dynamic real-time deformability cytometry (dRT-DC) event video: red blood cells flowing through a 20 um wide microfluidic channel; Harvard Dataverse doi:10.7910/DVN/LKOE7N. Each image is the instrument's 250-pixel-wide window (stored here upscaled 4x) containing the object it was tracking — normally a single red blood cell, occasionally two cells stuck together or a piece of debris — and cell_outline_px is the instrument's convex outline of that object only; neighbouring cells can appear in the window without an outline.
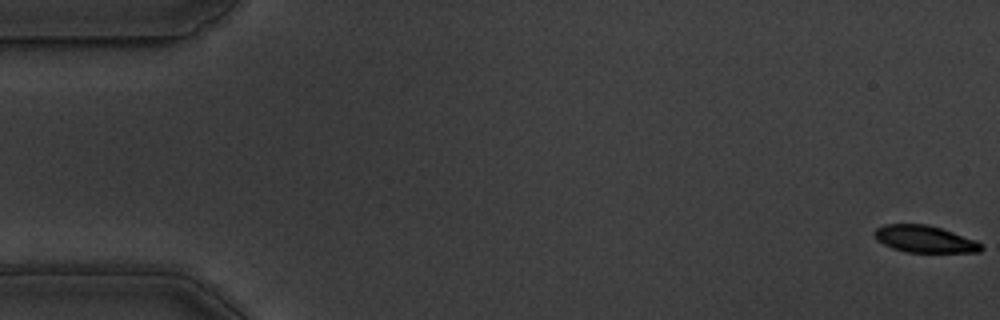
{"species": "common noctule bat (a hibernating species)", "species_latin": "Nyctalus noctula", "temperature_condition": "warm", "stored_images_in_passage": 17, "camera_frame_rate_fps": 3000, "um_per_image_px": 0.085, "animal": {"sex": "male", "body_mass_g": 19.5, "forearm_length_mm": 54.6}, "frame": {"image": 1, "passage_image": 1, "time_ms": 0.0, "image_size_px": [1000, 320], "cell_outline_px": [[984, 248], [980, 252], [904, 252], [892, 248], [876, 240], [872, 232], [876, 228], [884, 224], [928, 224], [976, 240]], "centroid_in_image_um": [78.55, 20.32], "position_along_channel_um": 6.4, "area_um2": 16.82}}
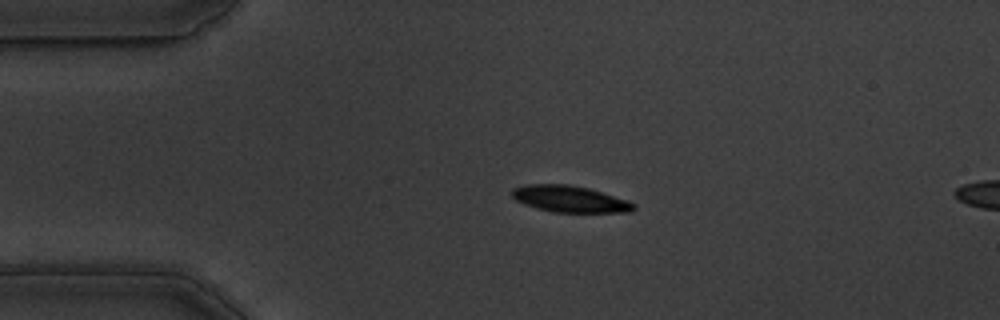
{"frame": {"image": 2, "passage_image": 13, "time_ms": 4.0, "image_size_px": [1000, 320], "cell_outline_px": [[636, 208], [632, 212], [552, 212], [536, 208], [524, 204], [516, 200], [512, 196], [512, 188], [524, 184], [568, 184], [588, 188], [628, 200], [636, 204]], "centroid_in_image_um": [48.43, 16.91], "position_along_channel_um": 36.6, "area_um2": 18.9}}